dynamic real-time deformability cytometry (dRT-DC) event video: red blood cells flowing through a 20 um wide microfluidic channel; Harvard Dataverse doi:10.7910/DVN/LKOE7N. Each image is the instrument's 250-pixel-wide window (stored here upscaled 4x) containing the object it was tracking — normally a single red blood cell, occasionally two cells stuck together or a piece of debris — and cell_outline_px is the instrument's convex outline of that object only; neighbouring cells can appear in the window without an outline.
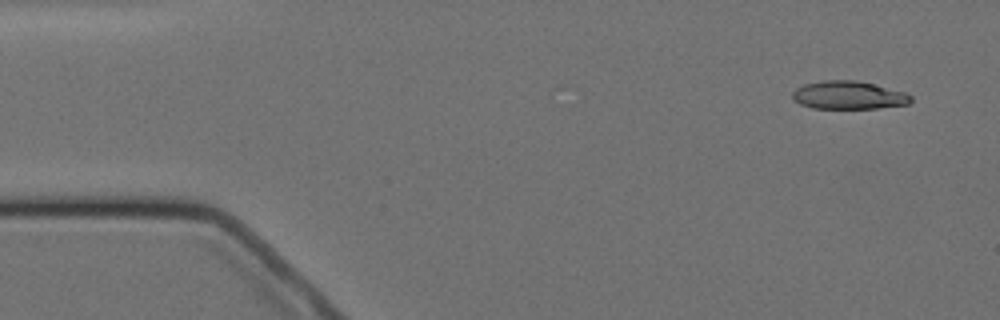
{"species": "Egyptian fruit bat (a non-hibernating species)", "species_latin": "Rousettus aegyptiacus", "temperature_condition": "cold", "stored_images_in_passage": 14, "camera_frame_rate_fps": 3000, "um_per_image_px": 0.085, "animal": {"sex": "female"}, "frame": {"image": 1, "passage_image": 1, "time_ms": 0.0, "image_size_px": [1000, 320], "cell_outline_px": [[912, 100], [908, 104], [876, 108], [812, 108], [800, 104], [792, 100], [792, 92], [796, 88], [804, 84], [824, 80], [856, 80], [904, 92], [912, 96]], "centroid_in_image_um": [72.08, 8.09], "position_along_channel_um": 12.9, "area_um2": 19.31}}
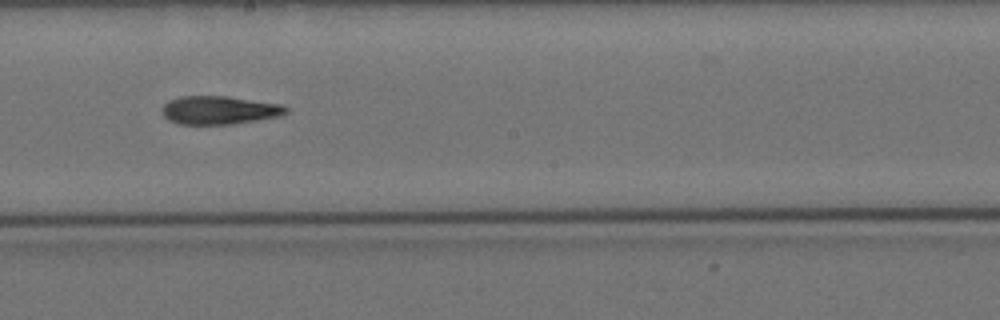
{"frame": {"image": 2, "passage_image": 8, "time_ms": 9.0, "image_size_px": [1000, 320], "cell_outline_px": [[288, 112], [280, 116], [232, 124], [180, 124], [168, 120], [164, 116], [160, 108], [168, 100], [180, 96], [224, 96], [284, 104], [288, 108]], "centroid_in_image_um": [18.63, 9.36], "position_along_channel_um": 229.6, "area_um2": 20.58}}
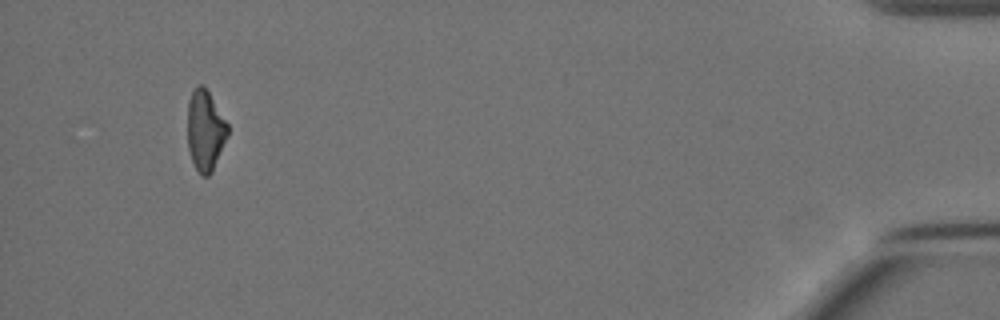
{"frame": {"image": 3, "passage_image": 14, "time_ms": 16.667, "image_size_px": [1000, 320], "cell_outline_px": [[228, 136], [212, 172], [208, 176], [200, 176], [192, 160], [188, 148], [188, 100], [192, 92], [200, 84], [204, 84], [228, 124]], "centroid_in_image_um": [17.45, 11.1], "position_along_channel_um": 417.7, "area_um2": 18.84}, "authors_computed_cell_mechanics": {"area_um2": 20.2878, "velocity_mm_per_s": 3.4957, "shape_relaxation_time_tau1_ms": null, "shape_relaxation_time_tau2_ms": 5.8861, "deformation_change_tau1": null, "deformation_change_tau2": 0.1537}}